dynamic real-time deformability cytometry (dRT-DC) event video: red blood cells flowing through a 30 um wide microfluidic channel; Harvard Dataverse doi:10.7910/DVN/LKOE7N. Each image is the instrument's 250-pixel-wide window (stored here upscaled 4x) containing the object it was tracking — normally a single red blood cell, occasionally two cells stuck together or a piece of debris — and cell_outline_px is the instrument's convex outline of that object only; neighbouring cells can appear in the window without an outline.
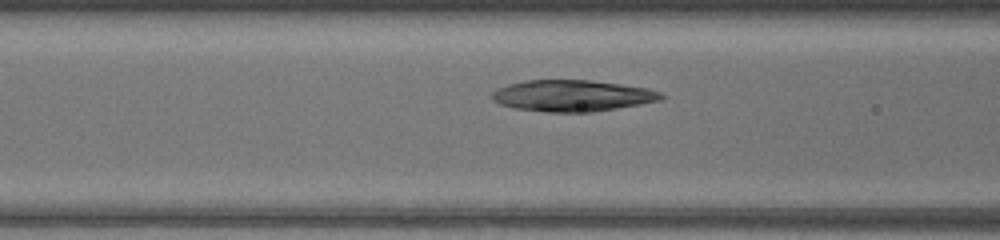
{"species": "common noctule bat (a hibernating species)", "species_latin": "Nyctalus noctula", "temperature_condition": "warm", "stored_images_in_passage": 14, "camera_frame_rate_fps": 3000, "um_per_image_px": 0.085, "animal": {"sex": "female", "body_mass_g": 17.0, "forearm_length_mm": 48.0}, "frame": {"image": 1, "passage_image": 12, "time_ms": 3.667, "image_size_px": [1000, 240], "cell_outline_px": [[664, 96], [660, 100], [616, 108], [592, 112], [544, 112], [516, 108], [500, 104], [492, 100], [492, 92], [508, 84], [524, 80], [588, 80], [620, 84], [648, 88], [660, 92]], "centroid_in_image_um": [48.62, 8.13], "position_along_channel_um": 118.0, "area_um2": 30.69}}